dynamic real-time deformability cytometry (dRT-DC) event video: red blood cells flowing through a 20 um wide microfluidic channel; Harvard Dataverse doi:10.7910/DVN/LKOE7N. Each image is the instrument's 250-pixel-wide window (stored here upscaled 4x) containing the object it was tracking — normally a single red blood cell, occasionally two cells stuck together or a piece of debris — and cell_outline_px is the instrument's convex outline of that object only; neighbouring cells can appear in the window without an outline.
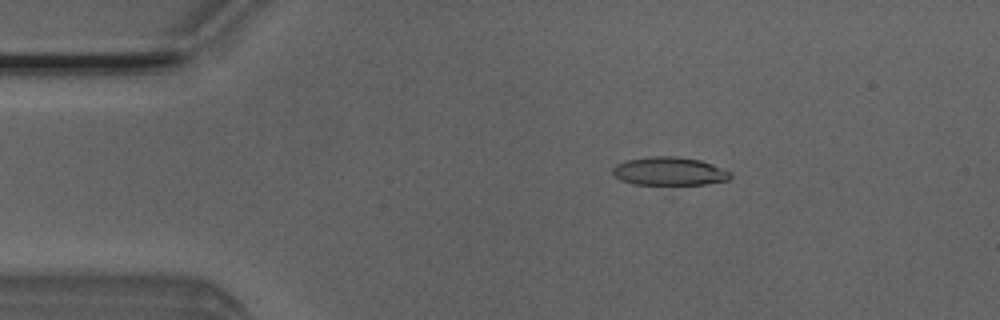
{"species": "Egyptian fruit bat (a non-hibernating species)", "species_latin": "Rousettus aegyptiacus", "temperature_condition": "room temperature", "stored_images_in_passage": 53, "camera_frame_rate_fps": 3000, "um_per_image_px": 0.085, "animal": {"sex": "male"}, "frame": {"image": 1, "passage_image": 11, "time_ms": 3.333, "image_size_px": [1000, 320], "cell_outline_px": [[732, 176], [728, 180], [704, 184], [636, 184], [620, 180], [612, 172], [612, 168], [616, 164], [628, 160], [648, 156], [676, 156], [700, 160], [732, 172]], "centroid_in_image_um": [56.89, 14.55], "position_along_channel_um": 28.1, "area_um2": 19.31}}
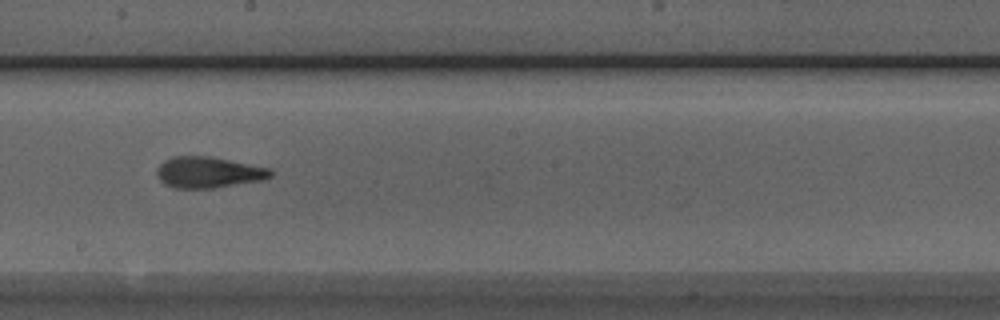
{"frame": {"image": 2, "passage_image": 30, "time_ms": 9.667, "image_size_px": [1000, 320], "cell_outline_px": [[272, 176], [264, 180], [212, 188], [172, 188], [164, 184], [160, 180], [156, 172], [156, 168], [164, 160], [172, 156], [208, 156], [268, 168], [272, 172]], "centroid_in_image_um": [17.66, 14.65], "position_along_channel_um": 230.5, "area_um2": 20.52}}
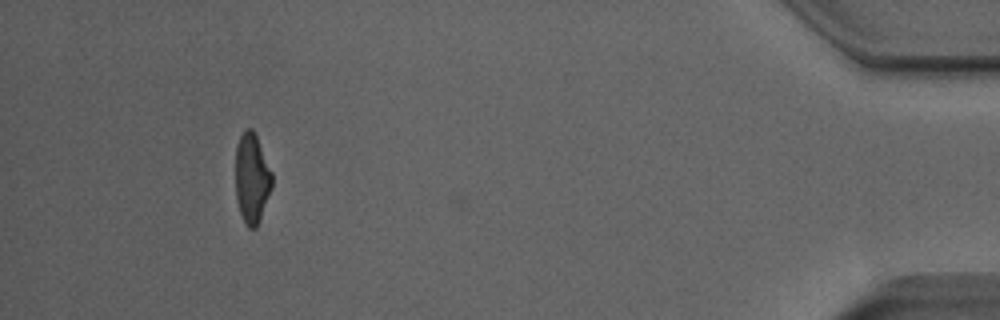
{"frame": {"image": 3, "passage_image": 49, "time_ms": 16.0, "image_size_px": [1000, 320], "cell_outline_px": [[272, 188], [260, 220], [256, 228], [248, 228], [244, 224], [236, 200], [236, 144], [240, 136], [248, 128], [252, 128], [256, 136], [272, 172]], "centroid_in_image_um": [21.41, 15.2], "position_along_channel_um": 413.8, "area_um2": 19.13}, "authors_computed_cell_mechanics": {"area_um2": 20.519, "velocity_mm_per_s": 4.0199, "shape_relaxation_time_tau1_ms": null, "shape_relaxation_time_tau2_ms": 2.0621, "deformation_change_tau1": null, "deformation_change_tau2": 0.0558}}